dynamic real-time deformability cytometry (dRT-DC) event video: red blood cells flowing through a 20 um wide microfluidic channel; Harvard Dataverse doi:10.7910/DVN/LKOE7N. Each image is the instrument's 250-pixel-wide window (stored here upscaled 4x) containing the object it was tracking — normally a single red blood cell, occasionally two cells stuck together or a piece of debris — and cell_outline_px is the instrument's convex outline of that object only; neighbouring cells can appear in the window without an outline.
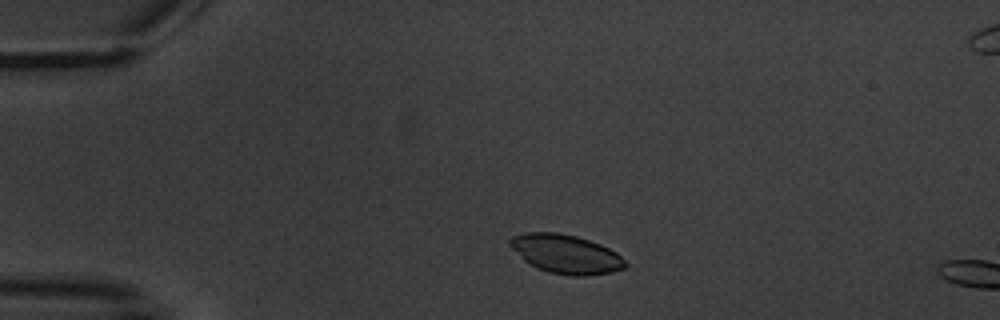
{"species": "common noctule bat (a hibernating species)", "species_latin": "Nyctalus noctula", "temperature_condition": "warm", "stored_images_in_passage": 3, "camera_frame_rate_fps": 3000, "um_per_image_px": 0.085, "animal": {"sex": "male", "body_mass_g": 20.1, "forearm_length_mm": 53.5}, "frame": {"image": 1, "passage_image": 2, "time_ms": 1.0, "image_size_px": [1000, 320], "cell_outline_px": [[628, 264], [624, 268], [612, 272], [584, 276], [572, 276], [548, 272], [536, 268], [524, 260], [508, 244], [508, 240], [512, 236], [524, 232], [556, 232], [576, 236], [600, 244], [616, 252]], "centroid_in_image_um": [48.08, 21.59], "position_along_channel_um": 36.9, "area_um2": 26.13}}